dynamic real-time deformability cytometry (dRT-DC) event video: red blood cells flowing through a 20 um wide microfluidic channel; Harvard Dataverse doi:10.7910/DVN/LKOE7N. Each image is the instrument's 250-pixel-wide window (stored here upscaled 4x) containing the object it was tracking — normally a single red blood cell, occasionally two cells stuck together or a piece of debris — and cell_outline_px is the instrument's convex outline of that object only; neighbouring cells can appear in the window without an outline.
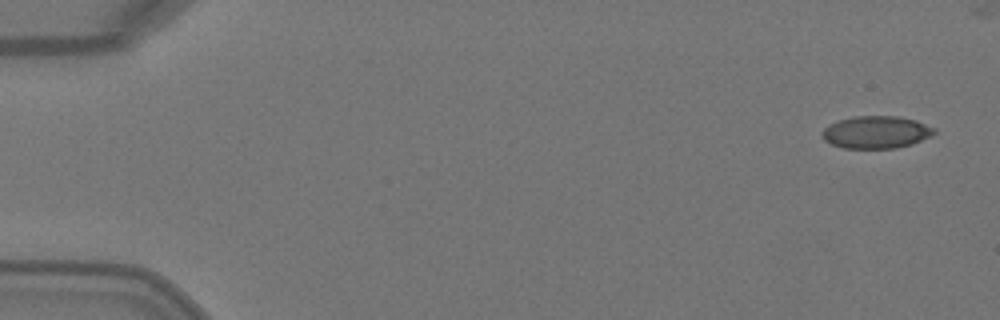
{"species": "Egyptian fruit bat (a non-hibernating species)", "species_latin": "Rousettus aegyptiacus", "temperature_condition": "warm", "stored_images_in_passage": 4, "camera_frame_rate_fps": 3000, "um_per_image_px": 0.085, "animal": {"sex": "female"}, "frame": {"image": 1, "passage_image": 1, "time_ms": 0.0, "image_size_px": [1000, 320], "cell_outline_px": [[936, 132], [912, 144], [896, 148], [844, 148], [832, 144], [824, 140], [820, 136], [820, 132], [828, 124], [840, 120], [856, 116], [900, 116], [916, 120], [936, 128]], "centroid_in_image_um": [74.45, 11.23], "position_along_channel_um": 10.6, "area_um2": 21.21}}
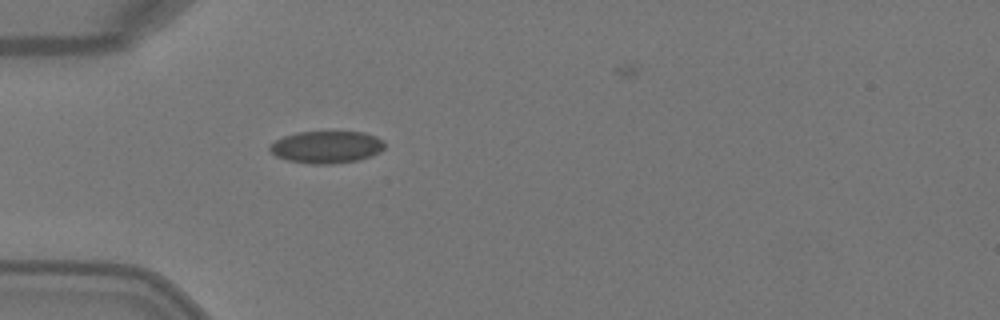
{"frame": {"image": 2, "passage_image": 4, "time_ms": 1.0, "image_size_px": [1000, 320], "cell_outline_px": [[384, 148], [380, 152], [372, 156], [356, 160], [332, 164], [308, 164], [288, 160], [276, 156], [268, 148], [276, 140], [284, 136], [296, 132], [364, 132], [376, 136], [384, 140]], "centroid_in_image_um": [27.78, 12.5], "position_along_channel_um": 57.2, "area_um2": 21.56}}